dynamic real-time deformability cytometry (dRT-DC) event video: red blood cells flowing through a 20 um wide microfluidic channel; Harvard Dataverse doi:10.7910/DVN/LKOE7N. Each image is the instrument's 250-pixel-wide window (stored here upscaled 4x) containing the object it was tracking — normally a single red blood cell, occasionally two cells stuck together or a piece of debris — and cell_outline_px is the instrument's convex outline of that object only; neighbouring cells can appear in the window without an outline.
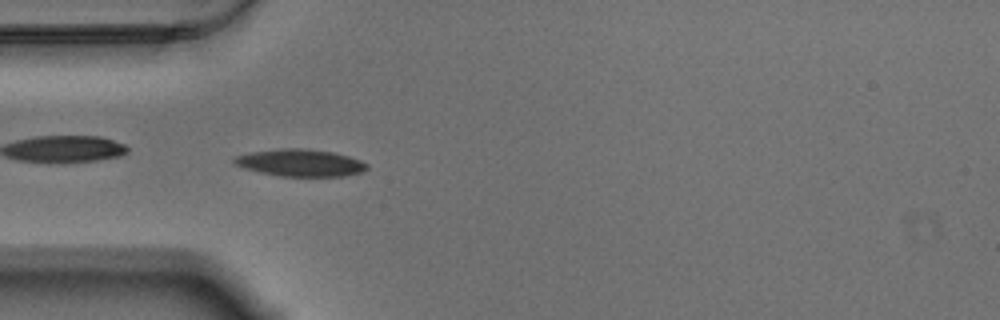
{"species": "Egyptian fruit bat (a non-hibernating species)", "species_latin": "Rousettus aegyptiacus", "temperature_condition": "warm", "stored_images_in_passage": 57, "camera_frame_rate_fps": 3000, "um_per_image_px": 0.085, "animal": {"sex": "male"}, "frame": {"image": 1, "passage_image": 16, "time_ms": 5.0, "image_size_px": [1000, 320], "cell_outline_px": [[368, 168], [364, 172], [344, 176], [280, 176], [260, 172], [244, 168], [236, 164], [232, 160], [236, 156], [252, 152], [284, 148], [304, 148], [332, 152], [348, 156], [360, 160], [368, 164]], "centroid_in_image_um": [25.57, 13.84], "position_along_channel_um": 59.4, "area_um2": 20.87}}
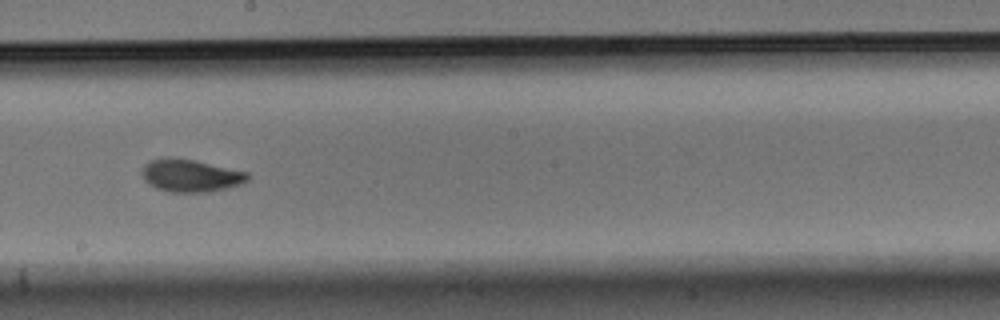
{"frame": {"image": 2, "passage_image": 31, "time_ms": 10.0, "image_size_px": [1000, 320], "cell_outline_px": [[248, 180], [240, 184], [208, 192], [168, 192], [156, 188], [148, 184], [144, 180], [140, 172], [140, 168], [148, 160], [164, 156], [168, 156], [196, 160], [248, 172]], "centroid_in_image_um": [16.11, 14.9], "position_along_channel_um": 232.1, "area_um2": 20.46}}
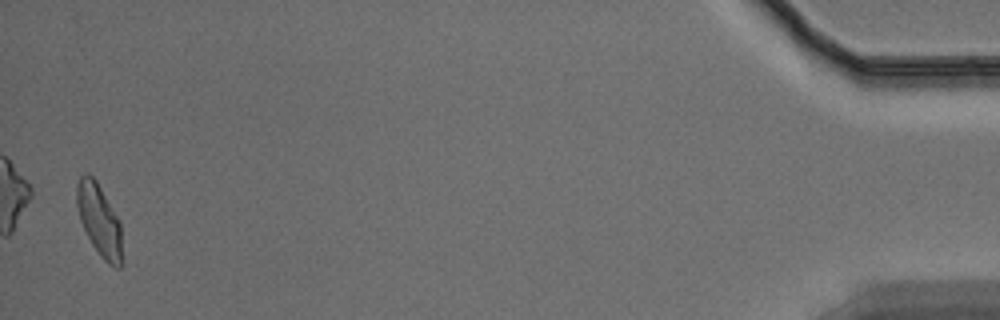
{"frame": {"image": 3, "passage_image": 56, "time_ms": 18.333, "image_size_px": [1000, 320], "cell_outline_px": [[120, 268], [116, 268], [108, 264], [100, 256], [92, 244], [80, 220], [76, 204], [76, 184], [80, 176], [84, 172], [88, 172], [96, 180], [120, 220]], "centroid_in_image_um": [8.4, 18.64], "position_along_channel_um": 426.8, "area_um2": 18.79}, "authors_computed_cell_mechanics": {"area_um2": 19.3052, "velocity_mm_per_s": 3.4627, "shape_relaxation_time_tau1_ms": 3.6079, "shape_relaxation_time_tau2_ms": 2.5314, "deformation_change_tau1": 0.162, "deformation_change_tau2": 0.0727}}